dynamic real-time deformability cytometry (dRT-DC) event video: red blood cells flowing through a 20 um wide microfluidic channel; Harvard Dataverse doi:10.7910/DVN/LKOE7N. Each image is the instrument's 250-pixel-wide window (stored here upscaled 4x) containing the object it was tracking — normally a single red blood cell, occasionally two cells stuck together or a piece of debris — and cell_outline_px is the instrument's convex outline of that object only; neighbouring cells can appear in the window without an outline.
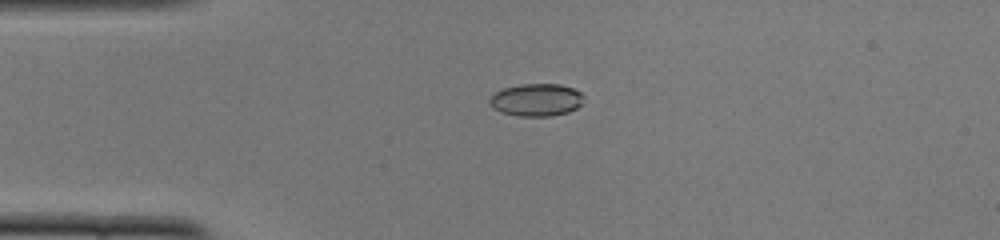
{"species": "common noctule bat (a hibernating species)", "species_latin": "Nyctalus noctula", "temperature_condition": "cold", "stored_images_in_passage": 51, "camera_frame_rate_fps": 3000, "um_per_image_px": 0.085, "animal": {"sex": "female", "body_mass_g": 22.0, "forearm_length_mm": 56.7}, "frame": {"image": 1, "passage_image": 12, "time_ms": 3.667, "image_size_px": [1000, 240], "cell_outline_px": [[584, 96], [580, 104], [576, 108], [568, 112], [552, 116], [520, 116], [500, 112], [492, 108], [488, 104], [488, 100], [496, 92], [504, 88], [520, 84], [560, 84], [572, 88], [580, 92]], "centroid_in_image_um": [45.56, 8.49], "position_along_channel_um": 39.4, "area_um2": 17.86}}
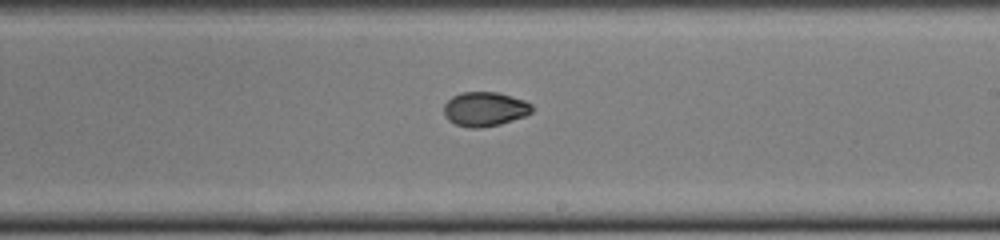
{"frame": {"image": 2, "passage_image": 30, "time_ms": 9.667, "image_size_px": [1000, 240], "cell_outline_px": [[532, 112], [524, 116], [500, 124], [480, 128], [468, 128], [456, 124], [448, 120], [444, 116], [444, 104], [452, 96], [460, 92], [496, 92], [524, 100], [532, 104]], "centroid_in_image_um": [41.18, 9.27], "position_along_channel_um": 247.8, "area_um2": 17.63}}
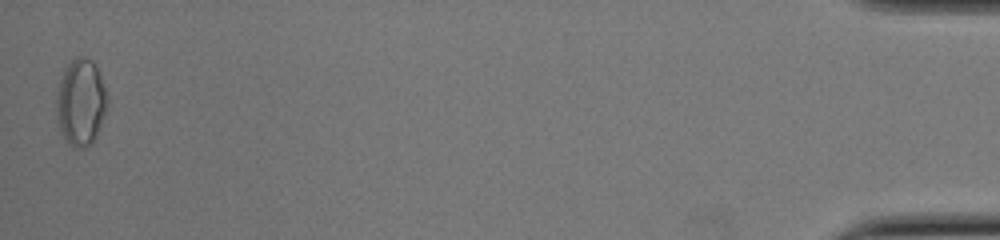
{"frame": {"image": 3, "passage_image": 51, "time_ms": 16.667, "image_size_px": [1000, 240], "cell_outline_px": [[108, 104], [100, 128], [96, 136], [84, 148], [76, 148], [64, 136], [60, 128], [56, 112], [56, 92], [64, 68], [76, 56], [84, 56], [92, 60], [96, 64], [108, 96]], "centroid_in_image_um": [6.88, 8.63], "position_along_channel_um": 428.3, "area_um2": 25.66}, "authors_computed_cell_mechanics": {"area_um2": 17.629, "velocity_mm_per_s": 3.8926, "shape_relaxation_time_tau1_ms": null, "shape_relaxation_time_tau2_ms": 1.6054, "deformation_change_tau1": null, "deformation_change_tau2": 0.0398}}